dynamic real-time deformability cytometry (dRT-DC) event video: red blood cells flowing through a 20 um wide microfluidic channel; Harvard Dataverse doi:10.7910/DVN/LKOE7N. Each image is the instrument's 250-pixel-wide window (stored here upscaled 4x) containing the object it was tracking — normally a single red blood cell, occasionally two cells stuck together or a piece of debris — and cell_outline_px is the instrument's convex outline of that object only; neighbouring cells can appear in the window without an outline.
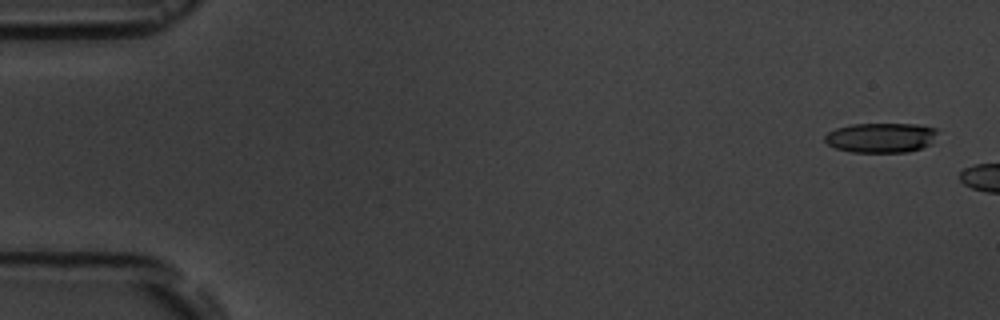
{"species": "common noctule bat (a hibernating species)", "species_latin": "Nyctalus noctula", "temperature_condition": "room temperature", "stored_images_in_passage": 2, "camera_frame_rate_fps": 3000, "um_per_image_px": 0.085, "animal": {"sex": "male", "body_mass_g": 19.5, "forearm_length_mm": 54.6}, "frame": {"image": 1, "passage_image": 1, "time_ms": 0.0, "image_size_px": [1000, 320], "cell_outline_px": [[936, 132], [928, 144], [920, 148], [908, 152], [852, 152], [836, 148], [828, 144], [824, 140], [824, 136], [828, 132], [836, 128], [852, 124], [916, 124], [936, 128]], "centroid_in_image_um": [74.82, 11.7], "position_along_channel_um": 10.2, "area_um2": 19.31}}